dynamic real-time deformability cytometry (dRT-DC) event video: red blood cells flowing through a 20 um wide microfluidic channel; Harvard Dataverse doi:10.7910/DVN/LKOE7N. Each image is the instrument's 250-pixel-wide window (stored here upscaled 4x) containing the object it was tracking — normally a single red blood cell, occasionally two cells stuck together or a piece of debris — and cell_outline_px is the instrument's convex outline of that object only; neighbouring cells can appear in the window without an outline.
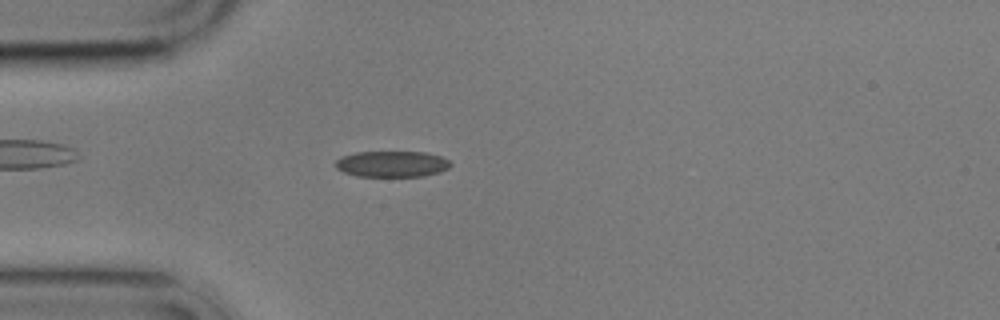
{"species": "common noctule bat (a hibernating species)", "species_latin": "Nyctalus noctula", "temperature_condition": "cold", "stored_images_in_passage": 5, "camera_frame_rate_fps": 3000, "um_per_image_px": 0.085, "animal": {"sex": "male", "body_mass_g": 17.9}, "frame": {"image": 1, "passage_image": 4, "time_ms": 3.667, "image_size_px": [1000, 320], "cell_outline_px": [[452, 164], [448, 168], [440, 172], [424, 176], [356, 176], [344, 172], [336, 168], [336, 160], [340, 156], [356, 152], [424, 152], [440, 156], [448, 160]], "centroid_in_image_um": [33.3, 13.94], "position_along_channel_um": 51.7, "area_um2": 17.46}}